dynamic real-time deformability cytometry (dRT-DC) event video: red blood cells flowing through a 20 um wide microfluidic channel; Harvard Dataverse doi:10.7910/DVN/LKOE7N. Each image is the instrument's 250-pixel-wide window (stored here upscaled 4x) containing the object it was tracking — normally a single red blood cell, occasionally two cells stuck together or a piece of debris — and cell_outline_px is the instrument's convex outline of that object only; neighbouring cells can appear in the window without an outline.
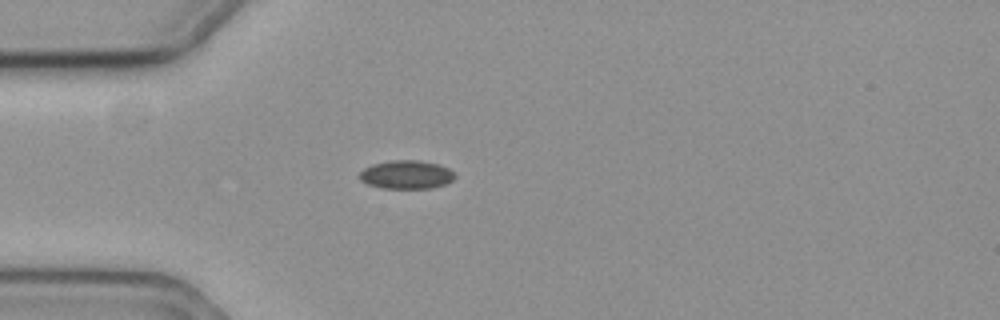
{"species": "common noctule bat (a hibernating species)", "species_latin": "Nyctalus noctula", "temperature_condition": "cold", "stored_images_in_passage": 31, "camera_frame_rate_fps": 3000, "um_per_image_px": 0.085, "animal": {"sex": "female", "body_mass_g": 19.3, "forearm_length_mm": 54.1}, "frame": {"image": 1, "passage_image": 1, "time_ms": 0.0, "image_size_px": [1000, 320], "cell_outline_px": [[456, 176], [452, 180], [444, 184], [432, 188], [380, 188], [368, 184], [360, 180], [360, 172], [364, 168], [372, 164], [392, 160], [416, 160], [440, 164], [448, 168]], "centroid_in_image_um": [34.53, 14.84], "position_along_channel_um": 50.5, "area_um2": 15.78}}
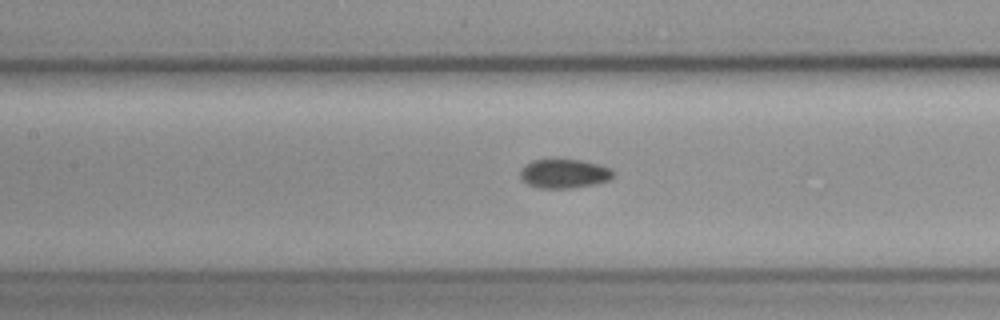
{"frame": {"image": 2, "passage_image": 11, "time_ms": 3.333, "image_size_px": [1000, 320], "cell_outline_px": [[616, 172], [608, 180], [596, 184], [572, 188], [540, 188], [528, 184], [520, 176], [520, 172], [532, 160], [580, 160], [612, 168]], "centroid_in_image_um": [48.0, 14.77], "position_along_channel_um": 159.4, "area_um2": 15.49}}
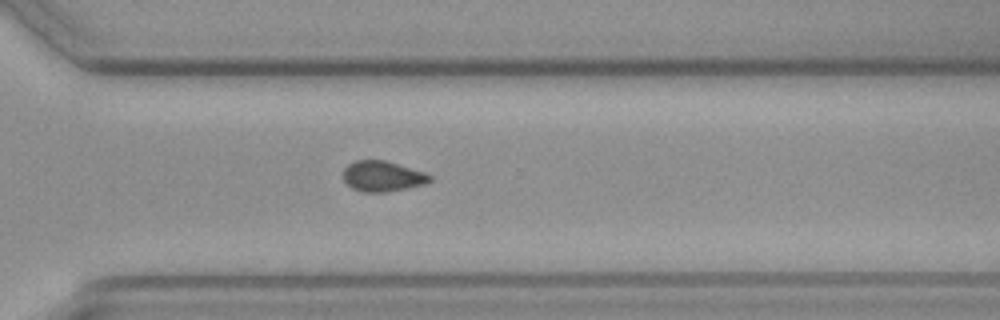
{"frame": {"image": 3, "passage_image": 26, "time_ms": 8.333, "image_size_px": [1000, 320], "cell_outline_px": [[432, 180], [424, 184], [388, 192], [364, 192], [352, 188], [344, 180], [344, 168], [348, 164], [356, 160], [384, 160], [424, 172], [432, 176]], "centroid_in_image_um": [32.51, 14.98], "position_along_channel_um": 338.1, "area_um2": 15.26}, "authors_computed_cell_mechanics": {"area_um2": 15.606, "velocity_mm_per_s": 3.5803, "shape_relaxation_time_tau1_ms": null, "shape_relaxation_time_tau2_ms": 5.1049, "deformation_change_tau1": null, "deformation_change_tau2": 0.0693}}